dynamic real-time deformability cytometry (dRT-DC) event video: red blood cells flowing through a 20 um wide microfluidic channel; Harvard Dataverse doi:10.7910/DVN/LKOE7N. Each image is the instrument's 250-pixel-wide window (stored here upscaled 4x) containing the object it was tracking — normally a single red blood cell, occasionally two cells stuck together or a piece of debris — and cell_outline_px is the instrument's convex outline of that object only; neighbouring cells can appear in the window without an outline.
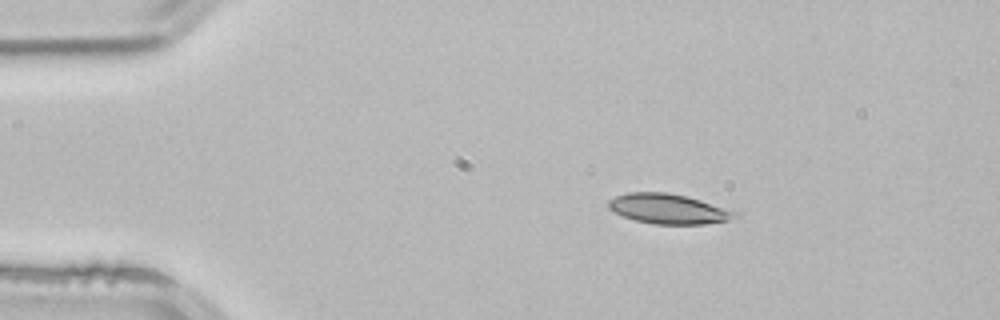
{"species": "common noctule bat (a hibernating species)", "species_latin": "Nyctalus noctula", "temperature_condition": "room temperature", "stored_images_in_passage": 2, "camera_frame_rate_fps": 3000, "um_per_image_px": 0.085, "animal": {"sex": "male", "body_mass_g": 21.5, "forearm_length_mm": 52.0}, "frame": {"image": 1, "passage_image": 1, "time_ms": 0.0, "image_size_px": [1000, 320], "cell_outline_px": [[740, 216], [728, 220], [704, 224], [652, 224], [636, 220], [612, 212], [608, 208], [608, 200], [616, 196], [628, 192], [668, 192], [700, 200], [740, 212]], "centroid_in_image_um": [56.82, 17.75], "position_along_channel_um": 28.2, "area_um2": 22.14}}